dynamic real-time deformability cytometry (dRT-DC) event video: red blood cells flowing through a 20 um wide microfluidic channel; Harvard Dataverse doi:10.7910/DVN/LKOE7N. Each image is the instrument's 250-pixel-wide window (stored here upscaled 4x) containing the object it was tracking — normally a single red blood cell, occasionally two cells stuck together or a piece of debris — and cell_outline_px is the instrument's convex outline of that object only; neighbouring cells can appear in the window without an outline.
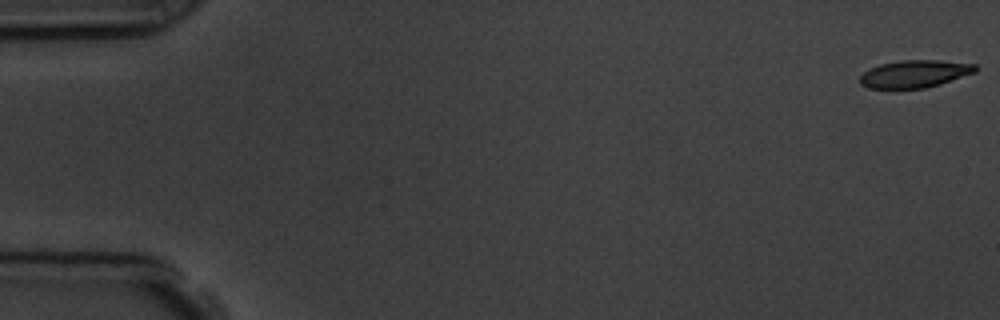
{"species": "common noctule bat (a hibernating species)", "species_latin": "Nyctalus noctula", "temperature_condition": "room temperature", "stored_images_in_passage": 5, "camera_frame_rate_fps": 3000, "um_per_image_px": 0.085, "animal": {"sex": "male", "body_mass_g": 19.5, "forearm_length_mm": 54.6}, "frame": {"image": 1, "passage_image": 1, "time_ms": 0.0, "image_size_px": [1000, 320], "cell_outline_px": [[976, 72], [940, 84], [924, 88], [872, 88], [860, 84], [860, 76], [864, 72], [880, 64], [904, 60], [936, 60], [976, 64]], "centroid_in_image_um": [77.76, 6.27], "position_along_channel_um": 7.2, "area_um2": 18.21}}
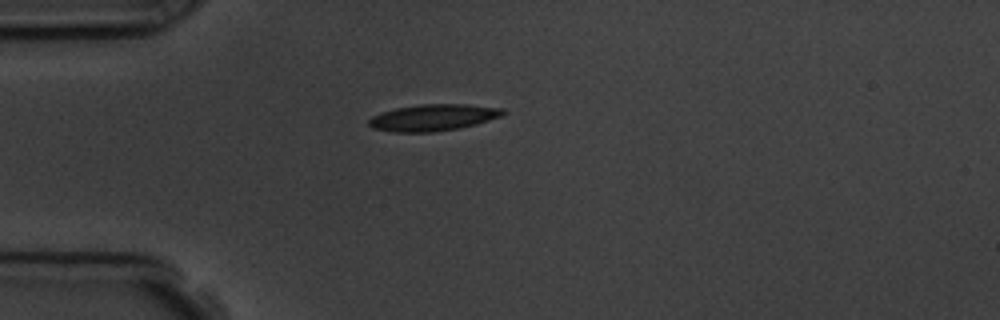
{"frame": {"image": 2, "passage_image": 5, "time_ms": 4.667, "image_size_px": [1000, 320], "cell_outline_px": [[504, 112], [500, 116], [476, 124], [460, 128], [432, 132], [392, 132], [372, 128], [368, 124], [368, 120], [372, 116], [380, 112], [396, 108], [420, 104], [468, 104], [504, 108]], "centroid_in_image_um": [36.78, 9.99], "position_along_channel_um": 48.2, "area_um2": 20.81}}